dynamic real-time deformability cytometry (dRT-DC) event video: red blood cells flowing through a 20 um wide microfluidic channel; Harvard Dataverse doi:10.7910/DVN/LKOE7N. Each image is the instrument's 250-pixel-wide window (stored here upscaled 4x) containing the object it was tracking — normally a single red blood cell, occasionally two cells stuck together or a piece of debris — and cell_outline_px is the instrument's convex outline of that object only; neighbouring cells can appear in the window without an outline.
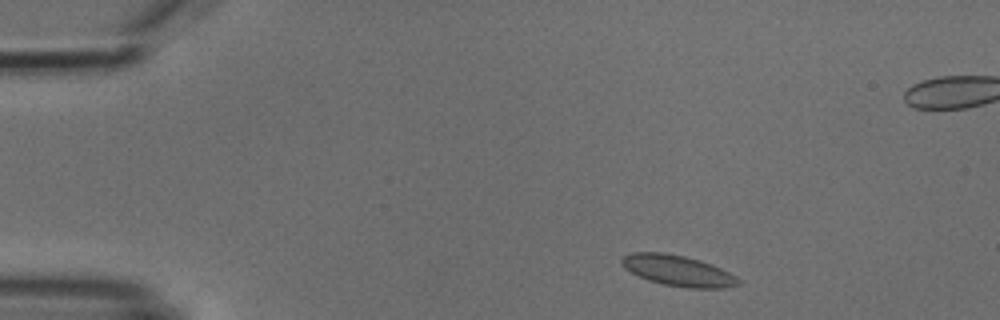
{"species": "common noctule bat (a hibernating species)", "species_latin": "Nyctalus noctula", "temperature_condition": "cold", "stored_images_in_passage": 4, "camera_frame_rate_fps": 3000, "um_per_image_px": 0.085, "animal": {"sex": "male", "body_mass_g": 18.8}, "frame": {"image": 1, "passage_image": 1, "time_ms": 0.0, "image_size_px": [1000, 320], "cell_outline_px": [[744, 284], [724, 288], [688, 288], [664, 284], [648, 280], [624, 268], [620, 264], [620, 260], [624, 256], [632, 252], [664, 252], [684, 256], [700, 260], [712, 264], [736, 276]], "centroid_in_image_um": [57.65, 23.0], "position_along_channel_um": 27.4, "area_um2": 20.98}}